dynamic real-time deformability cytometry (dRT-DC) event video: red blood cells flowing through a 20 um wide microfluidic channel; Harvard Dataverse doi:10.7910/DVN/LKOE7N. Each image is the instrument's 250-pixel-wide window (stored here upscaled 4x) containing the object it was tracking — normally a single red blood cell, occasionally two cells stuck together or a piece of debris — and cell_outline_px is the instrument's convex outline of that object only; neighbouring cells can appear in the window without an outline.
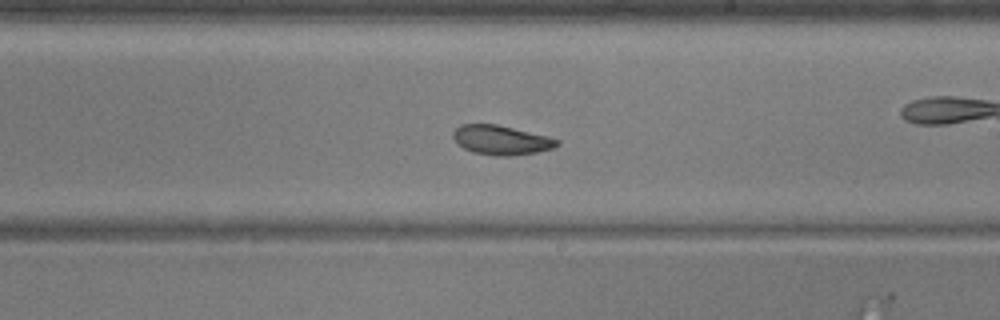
{"species": "common noctule bat (a hibernating species)", "species_latin": "Nyctalus noctula", "temperature_condition": "warm", "stored_images_in_passage": 50, "camera_frame_rate_fps": 3000, "um_per_image_px": 0.085, "animal": {"sex": "male", "body_mass_g": 20.5, "forearm_length_mm": 52.5}, "frame": {"image": 1, "passage_image": 29, "time_ms": 9.333, "image_size_px": [1000, 320], "cell_outline_px": [[560, 144], [552, 148], [536, 152], [512, 156], [496, 156], [472, 152], [456, 144], [452, 136], [452, 132], [460, 124], [496, 124], [548, 136], [560, 140]], "centroid_in_image_um": [42.57, 11.91], "position_along_channel_um": 246.4, "area_um2": 17.92}, "authors_computed_cell_mechanics": {"area_um2": 19.7965, "velocity_mm_per_s": 4.1007, "shape_relaxation_time_tau1_ms": 3.1896, "shape_relaxation_time_tau2_ms": 2.7646, "deformation_change_tau1": 0.1245, "deformation_change_tau2": 0.1008}}